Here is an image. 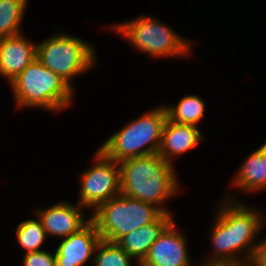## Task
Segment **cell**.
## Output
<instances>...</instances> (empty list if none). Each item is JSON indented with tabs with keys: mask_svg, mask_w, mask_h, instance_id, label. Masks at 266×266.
Segmentation results:
<instances>
[{
	"mask_svg": "<svg viewBox=\"0 0 266 266\" xmlns=\"http://www.w3.org/2000/svg\"><path fill=\"white\" fill-rule=\"evenodd\" d=\"M111 30L121 34L135 49L155 58L190 56L191 42L178 35L160 20L140 15L131 21L110 26Z\"/></svg>",
	"mask_w": 266,
	"mask_h": 266,
	"instance_id": "6",
	"label": "cell"
},
{
	"mask_svg": "<svg viewBox=\"0 0 266 266\" xmlns=\"http://www.w3.org/2000/svg\"><path fill=\"white\" fill-rule=\"evenodd\" d=\"M37 58V43L23 34L0 38V75L9 83Z\"/></svg>",
	"mask_w": 266,
	"mask_h": 266,
	"instance_id": "12",
	"label": "cell"
},
{
	"mask_svg": "<svg viewBox=\"0 0 266 266\" xmlns=\"http://www.w3.org/2000/svg\"><path fill=\"white\" fill-rule=\"evenodd\" d=\"M95 163L80 174L78 204L93 208L121 194L118 162L109 158L99 147L94 155Z\"/></svg>",
	"mask_w": 266,
	"mask_h": 266,
	"instance_id": "8",
	"label": "cell"
},
{
	"mask_svg": "<svg viewBox=\"0 0 266 266\" xmlns=\"http://www.w3.org/2000/svg\"><path fill=\"white\" fill-rule=\"evenodd\" d=\"M118 164L121 194L152 203L164 213L172 214L163 205L181 191L172 164L158 153L128 158Z\"/></svg>",
	"mask_w": 266,
	"mask_h": 266,
	"instance_id": "2",
	"label": "cell"
},
{
	"mask_svg": "<svg viewBox=\"0 0 266 266\" xmlns=\"http://www.w3.org/2000/svg\"><path fill=\"white\" fill-rule=\"evenodd\" d=\"M36 217L37 219L23 220L16 228L17 242L25 250L24 254L44 250L41 247L47 234L41 220Z\"/></svg>",
	"mask_w": 266,
	"mask_h": 266,
	"instance_id": "18",
	"label": "cell"
},
{
	"mask_svg": "<svg viewBox=\"0 0 266 266\" xmlns=\"http://www.w3.org/2000/svg\"><path fill=\"white\" fill-rule=\"evenodd\" d=\"M28 0H0V38L21 34Z\"/></svg>",
	"mask_w": 266,
	"mask_h": 266,
	"instance_id": "17",
	"label": "cell"
},
{
	"mask_svg": "<svg viewBox=\"0 0 266 266\" xmlns=\"http://www.w3.org/2000/svg\"><path fill=\"white\" fill-rule=\"evenodd\" d=\"M205 102L196 94L181 98L176 105L165 106L167 119L179 124L198 126L205 113Z\"/></svg>",
	"mask_w": 266,
	"mask_h": 266,
	"instance_id": "16",
	"label": "cell"
},
{
	"mask_svg": "<svg viewBox=\"0 0 266 266\" xmlns=\"http://www.w3.org/2000/svg\"><path fill=\"white\" fill-rule=\"evenodd\" d=\"M22 264L23 266H56L55 252L41 250L26 253L24 254Z\"/></svg>",
	"mask_w": 266,
	"mask_h": 266,
	"instance_id": "20",
	"label": "cell"
},
{
	"mask_svg": "<svg viewBox=\"0 0 266 266\" xmlns=\"http://www.w3.org/2000/svg\"><path fill=\"white\" fill-rule=\"evenodd\" d=\"M197 266H247V265L238 262L205 261L204 263L202 262Z\"/></svg>",
	"mask_w": 266,
	"mask_h": 266,
	"instance_id": "22",
	"label": "cell"
},
{
	"mask_svg": "<svg viewBox=\"0 0 266 266\" xmlns=\"http://www.w3.org/2000/svg\"><path fill=\"white\" fill-rule=\"evenodd\" d=\"M234 175L233 186L243 192L266 189V158L261 157V146L253 151Z\"/></svg>",
	"mask_w": 266,
	"mask_h": 266,
	"instance_id": "15",
	"label": "cell"
},
{
	"mask_svg": "<svg viewBox=\"0 0 266 266\" xmlns=\"http://www.w3.org/2000/svg\"><path fill=\"white\" fill-rule=\"evenodd\" d=\"M186 235L178 231L175 220L151 245L141 266H191Z\"/></svg>",
	"mask_w": 266,
	"mask_h": 266,
	"instance_id": "9",
	"label": "cell"
},
{
	"mask_svg": "<svg viewBox=\"0 0 266 266\" xmlns=\"http://www.w3.org/2000/svg\"><path fill=\"white\" fill-rule=\"evenodd\" d=\"M211 228L212 255L204 261L238 262L248 264L254 249L261 240L255 241L266 224L254 206L235 201L233 195L224 197L219 205ZM245 255L239 256L244 253Z\"/></svg>",
	"mask_w": 266,
	"mask_h": 266,
	"instance_id": "1",
	"label": "cell"
},
{
	"mask_svg": "<svg viewBox=\"0 0 266 266\" xmlns=\"http://www.w3.org/2000/svg\"><path fill=\"white\" fill-rule=\"evenodd\" d=\"M167 120L165 107L159 106L146 112L113 133L100 149L116 162L159 151L163 128Z\"/></svg>",
	"mask_w": 266,
	"mask_h": 266,
	"instance_id": "4",
	"label": "cell"
},
{
	"mask_svg": "<svg viewBox=\"0 0 266 266\" xmlns=\"http://www.w3.org/2000/svg\"><path fill=\"white\" fill-rule=\"evenodd\" d=\"M164 212L156 205L119 194L91 215L101 239L117 243L123 236L156 221Z\"/></svg>",
	"mask_w": 266,
	"mask_h": 266,
	"instance_id": "5",
	"label": "cell"
},
{
	"mask_svg": "<svg viewBox=\"0 0 266 266\" xmlns=\"http://www.w3.org/2000/svg\"><path fill=\"white\" fill-rule=\"evenodd\" d=\"M95 57L96 51L91 44L71 34H53L37 43V59L72 88V78L92 69Z\"/></svg>",
	"mask_w": 266,
	"mask_h": 266,
	"instance_id": "7",
	"label": "cell"
},
{
	"mask_svg": "<svg viewBox=\"0 0 266 266\" xmlns=\"http://www.w3.org/2000/svg\"><path fill=\"white\" fill-rule=\"evenodd\" d=\"M101 237L90 220L77 233L62 238L55 250L56 266H84L93 257ZM92 257V258H91Z\"/></svg>",
	"mask_w": 266,
	"mask_h": 266,
	"instance_id": "10",
	"label": "cell"
},
{
	"mask_svg": "<svg viewBox=\"0 0 266 266\" xmlns=\"http://www.w3.org/2000/svg\"><path fill=\"white\" fill-rule=\"evenodd\" d=\"M261 157L266 158V142L261 145Z\"/></svg>",
	"mask_w": 266,
	"mask_h": 266,
	"instance_id": "23",
	"label": "cell"
},
{
	"mask_svg": "<svg viewBox=\"0 0 266 266\" xmlns=\"http://www.w3.org/2000/svg\"><path fill=\"white\" fill-rule=\"evenodd\" d=\"M9 85L19 108L40 107L59 112L72 103L73 90L63 78L46 68L37 58Z\"/></svg>",
	"mask_w": 266,
	"mask_h": 266,
	"instance_id": "3",
	"label": "cell"
},
{
	"mask_svg": "<svg viewBox=\"0 0 266 266\" xmlns=\"http://www.w3.org/2000/svg\"><path fill=\"white\" fill-rule=\"evenodd\" d=\"M81 208L84 207L78 203L73 205L62 201L48 208H36L34 214L41 220L47 236L65 238L77 233L90 221V217L84 218Z\"/></svg>",
	"mask_w": 266,
	"mask_h": 266,
	"instance_id": "11",
	"label": "cell"
},
{
	"mask_svg": "<svg viewBox=\"0 0 266 266\" xmlns=\"http://www.w3.org/2000/svg\"><path fill=\"white\" fill-rule=\"evenodd\" d=\"M173 217L172 214L163 213L156 221L123 236L117 244L135 259L138 266L149 253L151 245L175 220Z\"/></svg>",
	"mask_w": 266,
	"mask_h": 266,
	"instance_id": "14",
	"label": "cell"
},
{
	"mask_svg": "<svg viewBox=\"0 0 266 266\" xmlns=\"http://www.w3.org/2000/svg\"><path fill=\"white\" fill-rule=\"evenodd\" d=\"M135 259L117 243L101 240L95 250L92 266H132Z\"/></svg>",
	"mask_w": 266,
	"mask_h": 266,
	"instance_id": "19",
	"label": "cell"
},
{
	"mask_svg": "<svg viewBox=\"0 0 266 266\" xmlns=\"http://www.w3.org/2000/svg\"><path fill=\"white\" fill-rule=\"evenodd\" d=\"M203 135L198 126L179 124L166 120L158 154L173 165V159L183 155L202 142Z\"/></svg>",
	"mask_w": 266,
	"mask_h": 266,
	"instance_id": "13",
	"label": "cell"
},
{
	"mask_svg": "<svg viewBox=\"0 0 266 266\" xmlns=\"http://www.w3.org/2000/svg\"><path fill=\"white\" fill-rule=\"evenodd\" d=\"M247 266H266V237L254 249Z\"/></svg>",
	"mask_w": 266,
	"mask_h": 266,
	"instance_id": "21",
	"label": "cell"
}]
</instances>
